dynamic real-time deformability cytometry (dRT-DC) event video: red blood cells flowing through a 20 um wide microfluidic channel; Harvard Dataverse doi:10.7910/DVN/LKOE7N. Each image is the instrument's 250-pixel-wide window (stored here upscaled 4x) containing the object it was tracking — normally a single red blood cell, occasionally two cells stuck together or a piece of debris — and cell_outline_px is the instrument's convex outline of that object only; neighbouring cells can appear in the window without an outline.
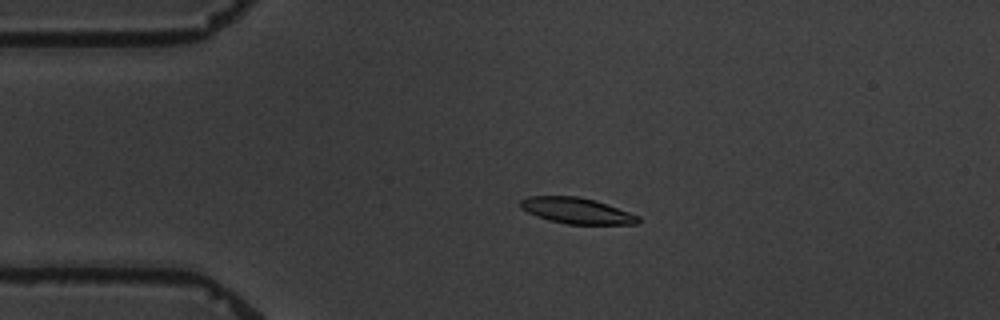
{"species": "common noctule bat (a hibernating species)", "species_latin": "Nyctalus noctula", "temperature_condition": "warm", "stored_images_in_passage": 5, "camera_frame_rate_fps": 3000, "um_per_image_px": 0.085, "animal": {"sex": "male", "body_mass_g": 19.5, "forearm_length_mm": 54.6}, "frame": {"image": 1, "passage_image": 4, "time_ms": 3.667, "image_size_px": [1000, 320], "cell_outline_px": [[640, 220], [636, 224], [568, 224], [548, 220], [536, 216], [520, 208], [520, 200], [528, 196], [576, 196], [592, 200], [640, 216]], "centroid_in_image_um": [48.96, 17.91], "position_along_channel_um": 36.0, "area_um2": 17.51}}